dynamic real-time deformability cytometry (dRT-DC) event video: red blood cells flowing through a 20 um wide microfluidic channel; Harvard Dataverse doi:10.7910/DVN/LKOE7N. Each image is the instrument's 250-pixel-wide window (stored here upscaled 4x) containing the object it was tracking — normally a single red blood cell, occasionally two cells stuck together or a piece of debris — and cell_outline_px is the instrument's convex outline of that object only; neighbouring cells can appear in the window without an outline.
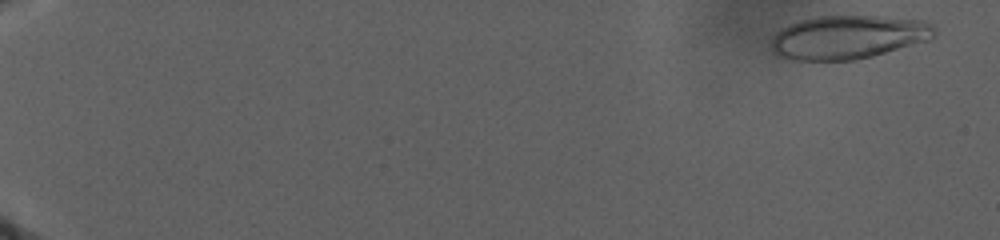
{"species": "human", "species_latin": "Homo sapiens", "temperature_condition": "warm", "stored_images_in_passage": 40, "camera_frame_rate_fps": 3000, "um_per_image_px": 0.085, "donor": {"sex": "male"}, "frame": {"image": 1, "passage_image": 2, "time_ms": 1.0, "image_size_px": [1000, 240], "cell_outline_px": [[936, 28], [932, 36], [928, 40], [872, 56], [852, 60], [788, 60], [776, 56], [772, 52], [772, 40], [776, 32], [788, 24], [800, 20], [816, 16], [884, 16], [924, 20], [932, 24]], "centroid_in_image_um": [72.06, 3.15], "position_along_channel_um": 12.9, "area_um2": 41.62}}
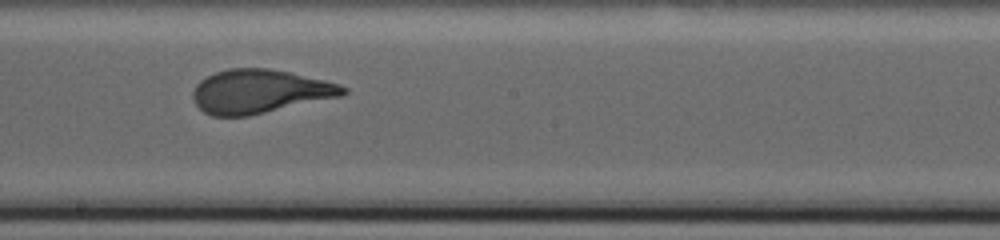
{"frame": {"image": 2, "passage_image": 28, "time_ms": 23.333, "image_size_px": [1000, 240], "cell_outline_px": [[348, 92], [344, 96], [248, 116], [212, 116], [204, 112], [196, 104], [192, 96], [192, 92], [196, 84], [200, 80], [216, 72], [228, 68], [268, 68], [288, 72], [324, 80], [340, 84], [348, 88]], "centroid_in_image_um": [22.09, 7.78], "position_along_channel_um": 226.1, "area_um2": 38.38}}
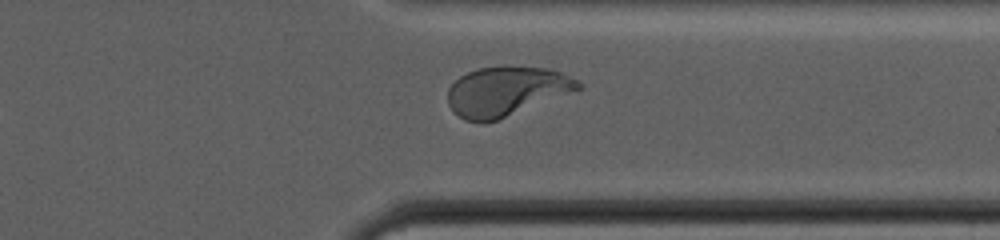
{"frame": {"image": 3, "passage_image": 37, "time_ms": 30.667, "image_size_px": [1000, 240], "cell_outline_px": [[584, 88], [496, 120], [484, 124], [480, 124], [464, 120], [452, 112], [448, 104], [448, 88], [460, 76], [476, 68], [504, 64], [548, 68], [560, 72], [580, 80], [584, 84]], "centroid_in_image_um": [43.03, 7.74], "position_along_channel_um": 368.4, "area_um2": 38.38}}